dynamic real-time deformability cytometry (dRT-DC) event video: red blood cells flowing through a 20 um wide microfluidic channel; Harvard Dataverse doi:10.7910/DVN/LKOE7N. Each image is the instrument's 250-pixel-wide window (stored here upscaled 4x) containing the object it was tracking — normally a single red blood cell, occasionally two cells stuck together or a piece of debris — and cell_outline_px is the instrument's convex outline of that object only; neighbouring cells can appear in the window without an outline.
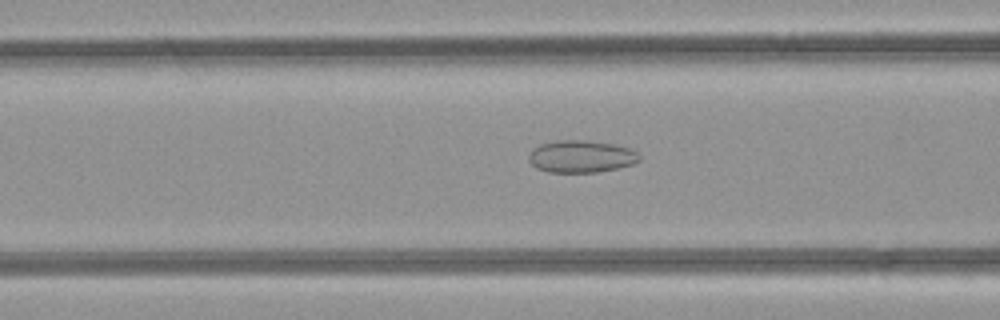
{"species": "common noctule bat (a hibernating species)", "species_latin": "Nyctalus noctula", "temperature_condition": "room temperature", "stored_images_in_passage": 49, "camera_frame_rate_fps": 3000, "um_per_image_px": 0.085, "animal": {"sex": "female", "body_mass_g": 21.9}, "frame": {"image": 1, "passage_image": 20, "time_ms": 6.333, "image_size_px": [1000, 320], "cell_outline_px": [[640, 160], [632, 164], [616, 168], [596, 172], [548, 172], [536, 168], [528, 160], [528, 156], [532, 148], [540, 144], [556, 140], [584, 140], [612, 144], [628, 148], [636, 152], [640, 156]], "centroid_in_image_um": [49.34, 13.3], "position_along_channel_um": 117.3, "area_um2": 20.69}}
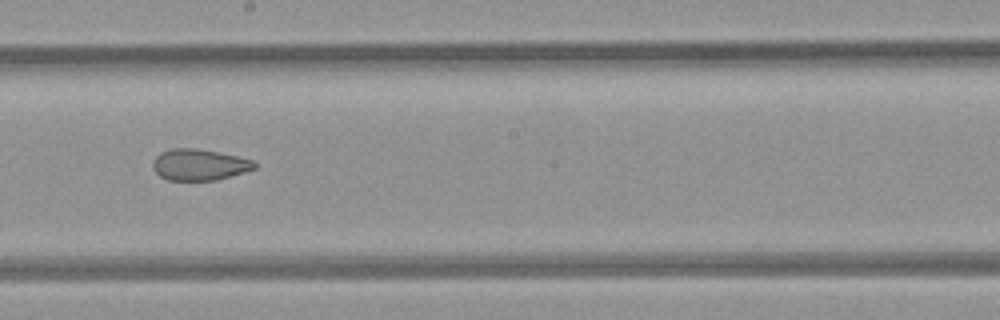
{"frame": {"image": 2, "passage_image": 28, "time_ms": 9.0, "image_size_px": [1000, 320], "cell_outline_px": [[256, 168], [244, 172], [216, 180], [168, 180], [160, 176], [152, 168], [152, 160], [160, 152], [172, 148], [196, 148], [236, 156], [252, 160], [256, 164]], "centroid_in_image_um": [16.89, 14.0], "position_along_channel_um": 231.3, "area_um2": 18.44}}
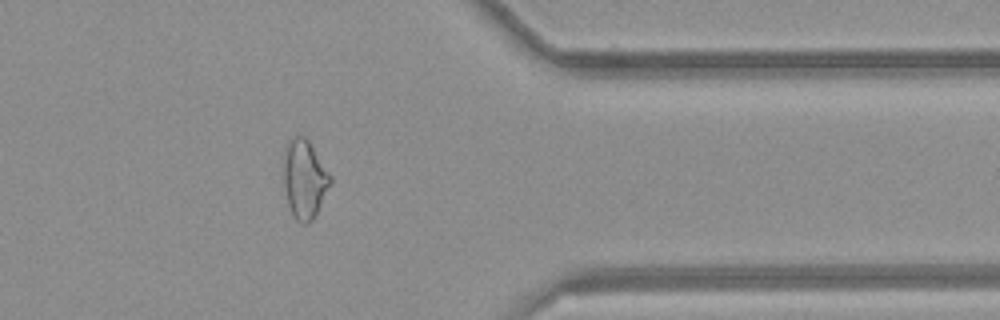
{"frame": {"image": 3, "passage_image": 40, "time_ms": 13.0, "image_size_px": [1000, 320], "cell_outline_px": [[332, 180], [316, 216], [308, 224], [304, 224], [296, 220], [288, 204], [284, 188], [284, 148], [288, 140], [292, 136], [304, 136], [308, 140], [332, 176]], "centroid_in_image_um": [25.88, 15.22], "position_along_channel_um": 385.5, "area_um2": 21.5}, "authors_computed_cell_mechanics": {"area_um2": 23.5246, "velocity_mm_per_s": 4.2686, "shape_relaxation_time_tau1_ms": null, "shape_relaxation_time_tau2_ms": 2.7424, "deformation_change_tau1": null, "deformation_change_tau2": 0.1032}}